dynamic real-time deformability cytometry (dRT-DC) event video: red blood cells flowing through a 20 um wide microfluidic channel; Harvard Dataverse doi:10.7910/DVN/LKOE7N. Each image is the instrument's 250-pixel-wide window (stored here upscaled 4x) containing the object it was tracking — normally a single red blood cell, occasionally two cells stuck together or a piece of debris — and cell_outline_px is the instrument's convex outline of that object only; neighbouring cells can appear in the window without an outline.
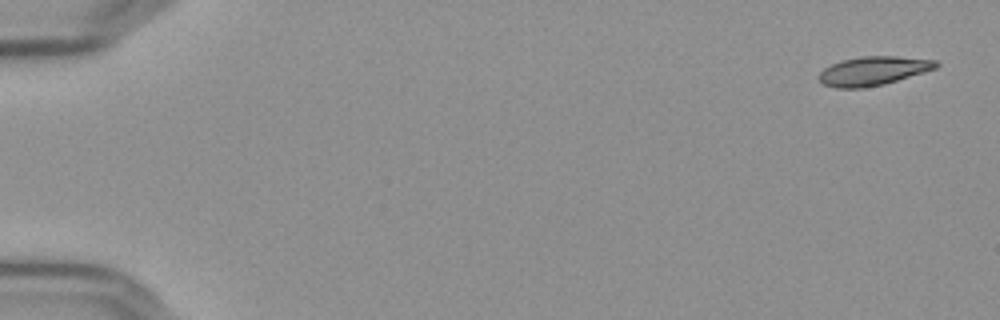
{"species": "Egyptian fruit bat (a non-hibernating species)", "species_latin": "Rousettus aegyptiacus", "temperature_condition": "cold", "stored_images_in_passage": 6, "camera_frame_rate_fps": 3000, "um_per_image_px": 0.085, "frame": {"image": 1, "passage_image": 1, "time_ms": 0.0, "image_size_px": [1000, 320], "cell_outline_px": [[940, 64], [936, 68], [924, 72], [884, 84], [864, 88], [836, 88], [824, 84], [816, 76], [824, 68], [832, 64], [844, 60], [860, 56], [896, 56], [936, 60]], "centroid_in_image_um": [74.22, 6.03], "position_along_channel_um": 10.8, "area_um2": 19.65}}
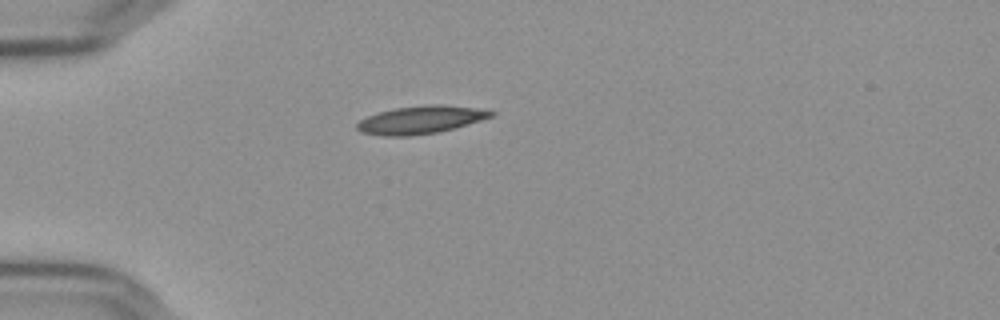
{"frame": {"image": 2, "passage_image": 5, "time_ms": 1.333, "image_size_px": [1000, 320], "cell_outline_px": [[496, 116], [440, 132], [412, 136], [380, 136], [360, 132], [356, 128], [356, 124], [360, 120], [368, 116], [380, 112], [396, 108], [424, 104], [440, 104], [476, 108], [496, 112]], "centroid_in_image_um": [35.77, 10.19], "position_along_channel_um": 49.2, "area_um2": 21.96}}